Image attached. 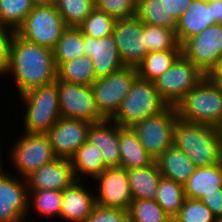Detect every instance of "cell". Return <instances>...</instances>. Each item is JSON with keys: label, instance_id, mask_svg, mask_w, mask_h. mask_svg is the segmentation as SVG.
<instances>
[{"label": "cell", "instance_id": "bcb514c9", "mask_svg": "<svg viewBox=\"0 0 222 222\" xmlns=\"http://www.w3.org/2000/svg\"><path fill=\"white\" fill-rule=\"evenodd\" d=\"M34 6H51L55 5L56 0H31Z\"/></svg>", "mask_w": 222, "mask_h": 222}, {"label": "cell", "instance_id": "7a4b0ae2", "mask_svg": "<svg viewBox=\"0 0 222 222\" xmlns=\"http://www.w3.org/2000/svg\"><path fill=\"white\" fill-rule=\"evenodd\" d=\"M173 137V144L184 152L196 167L222 163L220 128L178 119Z\"/></svg>", "mask_w": 222, "mask_h": 222}, {"label": "cell", "instance_id": "ab89813d", "mask_svg": "<svg viewBox=\"0 0 222 222\" xmlns=\"http://www.w3.org/2000/svg\"><path fill=\"white\" fill-rule=\"evenodd\" d=\"M84 222H129L128 210L95 204Z\"/></svg>", "mask_w": 222, "mask_h": 222}, {"label": "cell", "instance_id": "4dcf8cb0", "mask_svg": "<svg viewBox=\"0 0 222 222\" xmlns=\"http://www.w3.org/2000/svg\"><path fill=\"white\" fill-rule=\"evenodd\" d=\"M136 17L148 25H156L174 31L177 28V19L168 13L166 14L161 0H138Z\"/></svg>", "mask_w": 222, "mask_h": 222}, {"label": "cell", "instance_id": "9c48e42d", "mask_svg": "<svg viewBox=\"0 0 222 222\" xmlns=\"http://www.w3.org/2000/svg\"><path fill=\"white\" fill-rule=\"evenodd\" d=\"M137 77L136 68L125 66L91 84L96 106L105 119L110 120L116 114Z\"/></svg>", "mask_w": 222, "mask_h": 222}, {"label": "cell", "instance_id": "ba28073f", "mask_svg": "<svg viewBox=\"0 0 222 222\" xmlns=\"http://www.w3.org/2000/svg\"><path fill=\"white\" fill-rule=\"evenodd\" d=\"M66 28L54 5L34 6L15 33L26 41L53 50Z\"/></svg>", "mask_w": 222, "mask_h": 222}, {"label": "cell", "instance_id": "7bdbcfd3", "mask_svg": "<svg viewBox=\"0 0 222 222\" xmlns=\"http://www.w3.org/2000/svg\"><path fill=\"white\" fill-rule=\"evenodd\" d=\"M201 201L212 211L215 217L222 216V188L217 193L205 195Z\"/></svg>", "mask_w": 222, "mask_h": 222}, {"label": "cell", "instance_id": "8992f818", "mask_svg": "<svg viewBox=\"0 0 222 222\" xmlns=\"http://www.w3.org/2000/svg\"><path fill=\"white\" fill-rule=\"evenodd\" d=\"M18 132L13 144H9L7 163L9 162L18 177L26 178L42 165L51 163L58 158L51 147L48 136L39 133ZM23 133V134H22ZM20 174V175H19Z\"/></svg>", "mask_w": 222, "mask_h": 222}, {"label": "cell", "instance_id": "9a60e30c", "mask_svg": "<svg viewBox=\"0 0 222 222\" xmlns=\"http://www.w3.org/2000/svg\"><path fill=\"white\" fill-rule=\"evenodd\" d=\"M92 182L96 204L123 210L129 209L133 197L125 168H106Z\"/></svg>", "mask_w": 222, "mask_h": 222}, {"label": "cell", "instance_id": "60d3db41", "mask_svg": "<svg viewBox=\"0 0 222 222\" xmlns=\"http://www.w3.org/2000/svg\"><path fill=\"white\" fill-rule=\"evenodd\" d=\"M15 31L0 25V80L4 79L9 67L10 43Z\"/></svg>", "mask_w": 222, "mask_h": 222}, {"label": "cell", "instance_id": "e0dca14e", "mask_svg": "<svg viewBox=\"0 0 222 222\" xmlns=\"http://www.w3.org/2000/svg\"><path fill=\"white\" fill-rule=\"evenodd\" d=\"M28 190L64 191L75 181L70 159L56 158L51 163L42 165L26 177Z\"/></svg>", "mask_w": 222, "mask_h": 222}, {"label": "cell", "instance_id": "e575fe53", "mask_svg": "<svg viewBox=\"0 0 222 222\" xmlns=\"http://www.w3.org/2000/svg\"><path fill=\"white\" fill-rule=\"evenodd\" d=\"M33 8L31 0H0V25L16 31Z\"/></svg>", "mask_w": 222, "mask_h": 222}, {"label": "cell", "instance_id": "7dc6e473", "mask_svg": "<svg viewBox=\"0 0 222 222\" xmlns=\"http://www.w3.org/2000/svg\"><path fill=\"white\" fill-rule=\"evenodd\" d=\"M2 139H3V138H0L1 141H2ZM1 141H0V169H1V168H4V167L6 168V166L3 165V162H4V164H7V163L5 162V159H4V158L2 159V157H4V155L2 156L1 154H4V153H3L4 151L1 149V148H2V146H1V145H2V144H1ZM1 152H2V153H1Z\"/></svg>", "mask_w": 222, "mask_h": 222}, {"label": "cell", "instance_id": "f1b7e54d", "mask_svg": "<svg viewBox=\"0 0 222 222\" xmlns=\"http://www.w3.org/2000/svg\"><path fill=\"white\" fill-rule=\"evenodd\" d=\"M57 79L91 86L97 79L92 59L87 55H83L61 64L57 68Z\"/></svg>", "mask_w": 222, "mask_h": 222}, {"label": "cell", "instance_id": "74e56055", "mask_svg": "<svg viewBox=\"0 0 222 222\" xmlns=\"http://www.w3.org/2000/svg\"><path fill=\"white\" fill-rule=\"evenodd\" d=\"M212 211L198 199L186 198L173 222H213Z\"/></svg>", "mask_w": 222, "mask_h": 222}, {"label": "cell", "instance_id": "f35d334b", "mask_svg": "<svg viewBox=\"0 0 222 222\" xmlns=\"http://www.w3.org/2000/svg\"><path fill=\"white\" fill-rule=\"evenodd\" d=\"M95 8L115 20L136 17V0H94Z\"/></svg>", "mask_w": 222, "mask_h": 222}, {"label": "cell", "instance_id": "ee69618b", "mask_svg": "<svg viewBox=\"0 0 222 222\" xmlns=\"http://www.w3.org/2000/svg\"><path fill=\"white\" fill-rule=\"evenodd\" d=\"M207 77L215 84L222 86V58L216 66L208 73Z\"/></svg>", "mask_w": 222, "mask_h": 222}, {"label": "cell", "instance_id": "f6af8a7d", "mask_svg": "<svg viewBox=\"0 0 222 222\" xmlns=\"http://www.w3.org/2000/svg\"><path fill=\"white\" fill-rule=\"evenodd\" d=\"M211 2L215 23H222V0H213Z\"/></svg>", "mask_w": 222, "mask_h": 222}, {"label": "cell", "instance_id": "83f0119b", "mask_svg": "<svg viewBox=\"0 0 222 222\" xmlns=\"http://www.w3.org/2000/svg\"><path fill=\"white\" fill-rule=\"evenodd\" d=\"M182 55V50H164L147 53L136 67L138 77L154 82Z\"/></svg>", "mask_w": 222, "mask_h": 222}, {"label": "cell", "instance_id": "ac0fdd59", "mask_svg": "<svg viewBox=\"0 0 222 222\" xmlns=\"http://www.w3.org/2000/svg\"><path fill=\"white\" fill-rule=\"evenodd\" d=\"M83 45L85 55L93 61L97 78L108 76L125 67L113 35L99 39L83 35Z\"/></svg>", "mask_w": 222, "mask_h": 222}, {"label": "cell", "instance_id": "484cf974", "mask_svg": "<svg viewBox=\"0 0 222 222\" xmlns=\"http://www.w3.org/2000/svg\"><path fill=\"white\" fill-rule=\"evenodd\" d=\"M127 175L133 200H156L162 175L155 161L147 167L127 169Z\"/></svg>", "mask_w": 222, "mask_h": 222}, {"label": "cell", "instance_id": "30bf717a", "mask_svg": "<svg viewBox=\"0 0 222 222\" xmlns=\"http://www.w3.org/2000/svg\"><path fill=\"white\" fill-rule=\"evenodd\" d=\"M205 76L190 60L181 55L154 81V85L168 106H175Z\"/></svg>", "mask_w": 222, "mask_h": 222}, {"label": "cell", "instance_id": "b9f144b4", "mask_svg": "<svg viewBox=\"0 0 222 222\" xmlns=\"http://www.w3.org/2000/svg\"><path fill=\"white\" fill-rule=\"evenodd\" d=\"M166 14L174 16L177 20L186 11L192 0H161Z\"/></svg>", "mask_w": 222, "mask_h": 222}, {"label": "cell", "instance_id": "c3c4849f", "mask_svg": "<svg viewBox=\"0 0 222 222\" xmlns=\"http://www.w3.org/2000/svg\"><path fill=\"white\" fill-rule=\"evenodd\" d=\"M213 222H222V216L215 217Z\"/></svg>", "mask_w": 222, "mask_h": 222}, {"label": "cell", "instance_id": "603a6c76", "mask_svg": "<svg viewBox=\"0 0 222 222\" xmlns=\"http://www.w3.org/2000/svg\"><path fill=\"white\" fill-rule=\"evenodd\" d=\"M119 151L120 167L126 170L147 167L154 162L131 127L119 126Z\"/></svg>", "mask_w": 222, "mask_h": 222}, {"label": "cell", "instance_id": "7402d4cb", "mask_svg": "<svg viewBox=\"0 0 222 222\" xmlns=\"http://www.w3.org/2000/svg\"><path fill=\"white\" fill-rule=\"evenodd\" d=\"M183 186L186 198L201 200L205 195L217 193L222 188V163L196 167Z\"/></svg>", "mask_w": 222, "mask_h": 222}, {"label": "cell", "instance_id": "8d00e7d4", "mask_svg": "<svg viewBox=\"0 0 222 222\" xmlns=\"http://www.w3.org/2000/svg\"><path fill=\"white\" fill-rule=\"evenodd\" d=\"M115 21L110 15L95 8L78 28L83 35L99 39L112 35Z\"/></svg>", "mask_w": 222, "mask_h": 222}, {"label": "cell", "instance_id": "681fc988", "mask_svg": "<svg viewBox=\"0 0 222 222\" xmlns=\"http://www.w3.org/2000/svg\"><path fill=\"white\" fill-rule=\"evenodd\" d=\"M202 1H205V2H211V1H213V0H202Z\"/></svg>", "mask_w": 222, "mask_h": 222}, {"label": "cell", "instance_id": "4316f807", "mask_svg": "<svg viewBox=\"0 0 222 222\" xmlns=\"http://www.w3.org/2000/svg\"><path fill=\"white\" fill-rule=\"evenodd\" d=\"M28 214L26 222H31L30 215H40L42 219H57L59 220L63 191L59 190H28Z\"/></svg>", "mask_w": 222, "mask_h": 222}, {"label": "cell", "instance_id": "836d02e7", "mask_svg": "<svg viewBox=\"0 0 222 222\" xmlns=\"http://www.w3.org/2000/svg\"><path fill=\"white\" fill-rule=\"evenodd\" d=\"M54 6L67 27H78L95 9L94 0H56Z\"/></svg>", "mask_w": 222, "mask_h": 222}, {"label": "cell", "instance_id": "ffe728a7", "mask_svg": "<svg viewBox=\"0 0 222 222\" xmlns=\"http://www.w3.org/2000/svg\"><path fill=\"white\" fill-rule=\"evenodd\" d=\"M213 24L215 21L212 13V2L192 0L188 9L177 20L175 35L179 45Z\"/></svg>", "mask_w": 222, "mask_h": 222}, {"label": "cell", "instance_id": "d6986e66", "mask_svg": "<svg viewBox=\"0 0 222 222\" xmlns=\"http://www.w3.org/2000/svg\"><path fill=\"white\" fill-rule=\"evenodd\" d=\"M95 204L93 185H87L83 180H76L63 191L59 219L65 222H84Z\"/></svg>", "mask_w": 222, "mask_h": 222}, {"label": "cell", "instance_id": "d4e9b609", "mask_svg": "<svg viewBox=\"0 0 222 222\" xmlns=\"http://www.w3.org/2000/svg\"><path fill=\"white\" fill-rule=\"evenodd\" d=\"M70 161L76 180L88 181L87 184L106 169L101 150L88 141L78 148Z\"/></svg>", "mask_w": 222, "mask_h": 222}, {"label": "cell", "instance_id": "cb8c5ba5", "mask_svg": "<svg viewBox=\"0 0 222 222\" xmlns=\"http://www.w3.org/2000/svg\"><path fill=\"white\" fill-rule=\"evenodd\" d=\"M155 162L161 175L184 185L194 173L196 166L190 158L174 144L171 145Z\"/></svg>", "mask_w": 222, "mask_h": 222}, {"label": "cell", "instance_id": "5bb4252c", "mask_svg": "<svg viewBox=\"0 0 222 222\" xmlns=\"http://www.w3.org/2000/svg\"><path fill=\"white\" fill-rule=\"evenodd\" d=\"M112 35L126 67L136 68L149 53L146 47V24L137 17L116 20Z\"/></svg>", "mask_w": 222, "mask_h": 222}, {"label": "cell", "instance_id": "f546056e", "mask_svg": "<svg viewBox=\"0 0 222 222\" xmlns=\"http://www.w3.org/2000/svg\"><path fill=\"white\" fill-rule=\"evenodd\" d=\"M83 46L82 31L78 27H67L53 49L56 67L85 55Z\"/></svg>", "mask_w": 222, "mask_h": 222}, {"label": "cell", "instance_id": "277c9868", "mask_svg": "<svg viewBox=\"0 0 222 222\" xmlns=\"http://www.w3.org/2000/svg\"><path fill=\"white\" fill-rule=\"evenodd\" d=\"M18 98L23 108L22 123L26 133L46 134L61 117L57 80L51 84L32 89Z\"/></svg>", "mask_w": 222, "mask_h": 222}, {"label": "cell", "instance_id": "3957f363", "mask_svg": "<svg viewBox=\"0 0 222 222\" xmlns=\"http://www.w3.org/2000/svg\"><path fill=\"white\" fill-rule=\"evenodd\" d=\"M177 116L189 123L222 127V86L205 76L176 105Z\"/></svg>", "mask_w": 222, "mask_h": 222}, {"label": "cell", "instance_id": "7c38bea8", "mask_svg": "<svg viewBox=\"0 0 222 222\" xmlns=\"http://www.w3.org/2000/svg\"><path fill=\"white\" fill-rule=\"evenodd\" d=\"M182 55L206 76L222 58V23L208 26L182 45Z\"/></svg>", "mask_w": 222, "mask_h": 222}, {"label": "cell", "instance_id": "d590c367", "mask_svg": "<svg viewBox=\"0 0 222 222\" xmlns=\"http://www.w3.org/2000/svg\"><path fill=\"white\" fill-rule=\"evenodd\" d=\"M146 47L149 53L164 50H182L174 30L148 24H146Z\"/></svg>", "mask_w": 222, "mask_h": 222}, {"label": "cell", "instance_id": "4fadbf2b", "mask_svg": "<svg viewBox=\"0 0 222 222\" xmlns=\"http://www.w3.org/2000/svg\"><path fill=\"white\" fill-rule=\"evenodd\" d=\"M28 198L26 178L18 177L12 170L10 172L9 169L1 168L0 222H26Z\"/></svg>", "mask_w": 222, "mask_h": 222}, {"label": "cell", "instance_id": "5b68a950", "mask_svg": "<svg viewBox=\"0 0 222 222\" xmlns=\"http://www.w3.org/2000/svg\"><path fill=\"white\" fill-rule=\"evenodd\" d=\"M168 104L160 97L154 82L137 77L110 119L121 127H132L136 122L164 111Z\"/></svg>", "mask_w": 222, "mask_h": 222}, {"label": "cell", "instance_id": "d6a6232c", "mask_svg": "<svg viewBox=\"0 0 222 222\" xmlns=\"http://www.w3.org/2000/svg\"><path fill=\"white\" fill-rule=\"evenodd\" d=\"M129 222H173L156 200L134 199L128 209Z\"/></svg>", "mask_w": 222, "mask_h": 222}, {"label": "cell", "instance_id": "2e32d148", "mask_svg": "<svg viewBox=\"0 0 222 222\" xmlns=\"http://www.w3.org/2000/svg\"><path fill=\"white\" fill-rule=\"evenodd\" d=\"M92 124L82 119L61 116L46 133L54 154L58 158L70 159L78 148L88 141V133Z\"/></svg>", "mask_w": 222, "mask_h": 222}, {"label": "cell", "instance_id": "44dd1931", "mask_svg": "<svg viewBox=\"0 0 222 222\" xmlns=\"http://www.w3.org/2000/svg\"><path fill=\"white\" fill-rule=\"evenodd\" d=\"M88 142L97 146L106 168L120 167L119 125L111 120L93 123L88 133Z\"/></svg>", "mask_w": 222, "mask_h": 222}, {"label": "cell", "instance_id": "6da1fadb", "mask_svg": "<svg viewBox=\"0 0 222 222\" xmlns=\"http://www.w3.org/2000/svg\"><path fill=\"white\" fill-rule=\"evenodd\" d=\"M13 81L16 94L51 84L57 80L53 50L24 40L14 33L10 43L7 74Z\"/></svg>", "mask_w": 222, "mask_h": 222}, {"label": "cell", "instance_id": "8fae6325", "mask_svg": "<svg viewBox=\"0 0 222 222\" xmlns=\"http://www.w3.org/2000/svg\"><path fill=\"white\" fill-rule=\"evenodd\" d=\"M59 109L62 117L91 123L106 120L99 112L92 87L57 79Z\"/></svg>", "mask_w": 222, "mask_h": 222}, {"label": "cell", "instance_id": "1f68e13d", "mask_svg": "<svg viewBox=\"0 0 222 222\" xmlns=\"http://www.w3.org/2000/svg\"><path fill=\"white\" fill-rule=\"evenodd\" d=\"M156 202L173 220L186 199L184 186L171 179L161 177Z\"/></svg>", "mask_w": 222, "mask_h": 222}, {"label": "cell", "instance_id": "52a82bcc", "mask_svg": "<svg viewBox=\"0 0 222 222\" xmlns=\"http://www.w3.org/2000/svg\"><path fill=\"white\" fill-rule=\"evenodd\" d=\"M178 119L175 106H168L161 113L140 120L131 127L154 161L173 145L174 126Z\"/></svg>", "mask_w": 222, "mask_h": 222}]
</instances>
